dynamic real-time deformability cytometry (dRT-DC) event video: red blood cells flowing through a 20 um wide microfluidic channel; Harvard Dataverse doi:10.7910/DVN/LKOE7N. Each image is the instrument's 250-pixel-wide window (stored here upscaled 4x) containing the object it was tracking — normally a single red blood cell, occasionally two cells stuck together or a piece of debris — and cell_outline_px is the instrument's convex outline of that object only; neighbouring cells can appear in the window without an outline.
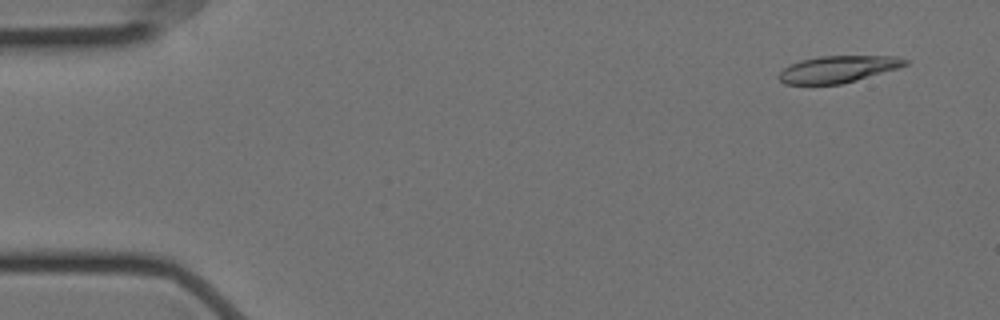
{"species": "Egyptian fruit bat (a non-hibernating species)", "species_latin": "Rousettus aegyptiacus", "temperature_condition": "cold", "stored_images_in_passage": 57, "camera_frame_rate_fps": 3000, "um_per_image_px": 0.085, "animal": {"sex": "female"}, "frame": {"image": 1, "passage_image": 4, "time_ms": 1.0, "image_size_px": [1000, 320], "cell_outline_px": [[908, 64], [896, 68], [856, 80], [840, 84], [784, 84], [776, 76], [784, 68], [800, 60], [820, 56], [896, 56], [908, 60]], "centroid_in_image_um": [71.19, 5.87], "position_along_channel_um": 13.8, "area_um2": 19.48}}
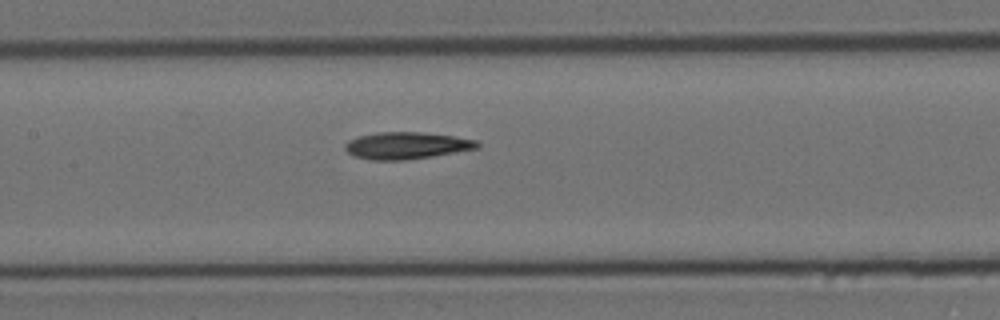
{"frame": {"image": 2, "passage_image": 27, "time_ms": 8.667, "image_size_px": [1000, 320], "cell_outline_px": [[480, 144], [476, 148], [432, 156], [404, 160], [368, 160], [352, 156], [344, 148], [344, 144], [348, 140], [360, 136], [380, 132], [424, 132], [452, 136], [476, 140]], "centroid_in_image_um": [34.49, 12.37], "position_along_channel_um": 172.9, "area_um2": 20.63}}
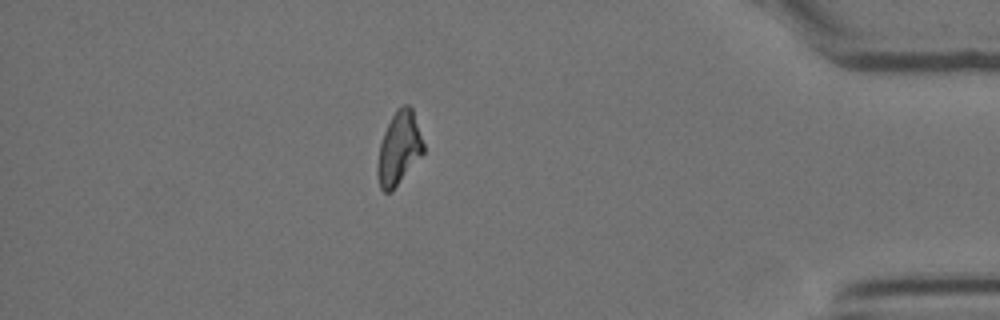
{"frame": {"image": 3, "passage_image": 50, "time_ms": 16.333, "image_size_px": [1000, 320], "cell_outline_px": [[424, 152], [392, 192], [384, 192], [380, 188], [376, 172], [376, 164], [380, 144], [384, 132], [396, 108], [404, 104], [408, 104], [412, 108], [424, 144]], "centroid_in_image_um": [33.89, 12.62], "position_along_channel_um": 401.3, "area_um2": 19.59}, "authors_computed_cell_mechanics": {"area_um2": 20.23, "velocity_mm_per_s": 3.5242, "shape_relaxation_time_tau1_ms": 11.2032, "shape_relaxation_time_tau2_ms": 7.7338, "deformation_change_tau1": 0.2518, "deformation_change_tau2": 0.1645}}